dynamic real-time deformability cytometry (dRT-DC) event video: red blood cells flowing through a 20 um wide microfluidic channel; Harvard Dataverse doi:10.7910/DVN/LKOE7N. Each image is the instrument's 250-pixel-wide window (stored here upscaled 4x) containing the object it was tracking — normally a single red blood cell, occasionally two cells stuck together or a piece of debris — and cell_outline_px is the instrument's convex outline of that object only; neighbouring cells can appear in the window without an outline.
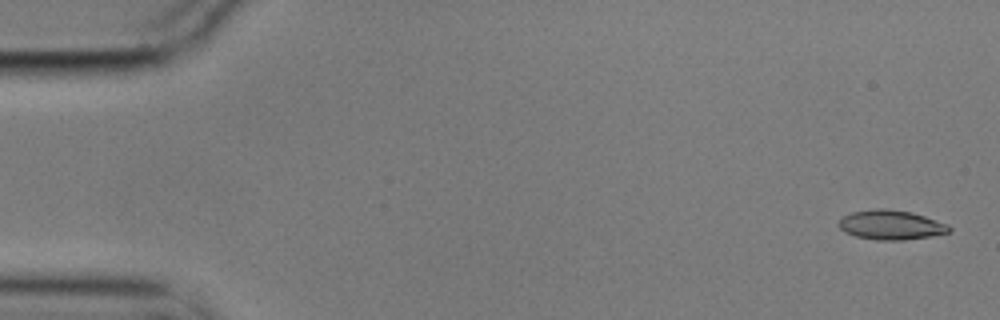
{"species": "common noctule bat (a hibernating species)", "species_latin": "Nyctalus noctula", "temperature_condition": "cold", "stored_images_in_passage": 4, "camera_frame_rate_fps": 3000, "um_per_image_px": 0.085, "animal": {"sex": "male", "body_mass_g": 17.9}, "frame": {"image": 1, "passage_image": 1, "time_ms": 0.0, "image_size_px": [1000, 320], "cell_outline_px": [[952, 232], [904, 240], [876, 240], [856, 236], [844, 232], [836, 224], [844, 216], [852, 212], [876, 208], [884, 208], [912, 212], [948, 224], [952, 228]], "centroid_in_image_um": [75.73, 19.11], "position_along_channel_um": 9.3, "area_um2": 19.02}}
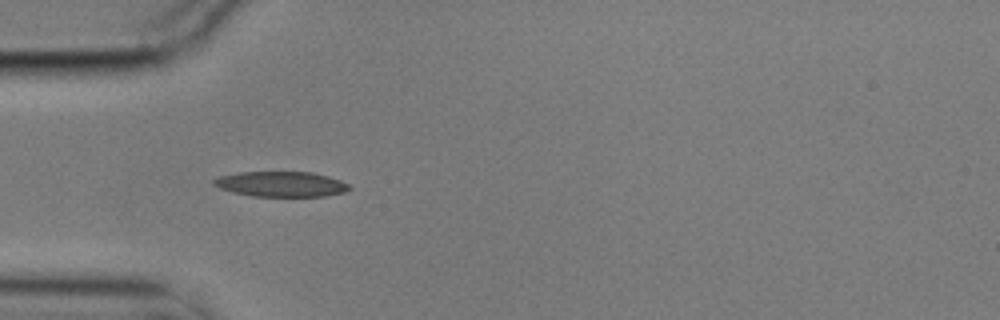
{"frame": {"image": 2, "passage_image": 4, "time_ms": 1.0, "image_size_px": [1000, 320], "cell_outline_px": [[352, 188], [344, 192], [324, 196], [252, 196], [232, 192], [220, 188], [212, 184], [212, 180], [220, 176], [240, 172], [312, 172], [328, 176], [340, 180], [348, 184]], "centroid_in_image_um": [23.88, 15.65], "position_along_channel_um": 61.1, "area_um2": 19.88}}